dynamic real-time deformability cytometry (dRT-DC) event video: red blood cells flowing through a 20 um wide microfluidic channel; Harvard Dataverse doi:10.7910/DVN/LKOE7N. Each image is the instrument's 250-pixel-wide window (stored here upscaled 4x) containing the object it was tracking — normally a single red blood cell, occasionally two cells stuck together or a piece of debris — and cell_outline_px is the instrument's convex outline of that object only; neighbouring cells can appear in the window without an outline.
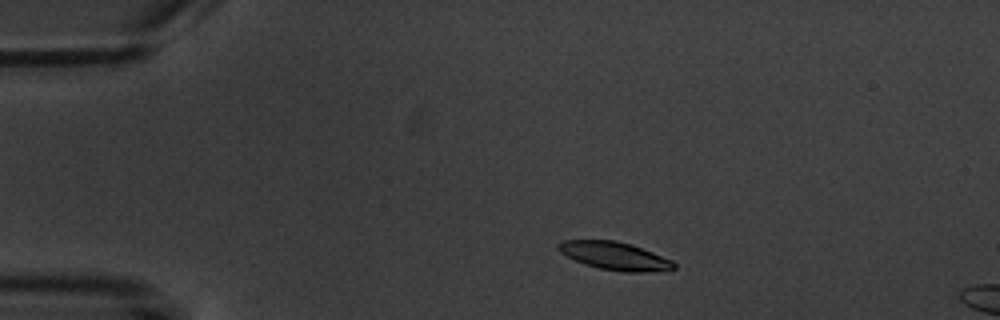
{"species": "common noctule bat (a hibernating species)", "species_latin": "Nyctalus noctula", "temperature_condition": "warm", "stored_images_in_passage": 3, "camera_frame_rate_fps": 3000, "um_per_image_px": 0.085, "animal": {"sex": "male", "body_mass_g": 20.1, "forearm_length_mm": 53.5}, "frame": {"image": 1, "passage_image": 2, "time_ms": 1.0, "image_size_px": [1000, 320], "cell_outline_px": [[676, 268], [668, 272], [620, 272], [600, 268], [584, 264], [560, 252], [556, 248], [556, 244], [560, 240], [616, 240], [632, 244], [672, 260], [676, 264]], "centroid_in_image_um": [52.29, 21.76], "position_along_channel_um": 32.7, "area_um2": 19.19}}